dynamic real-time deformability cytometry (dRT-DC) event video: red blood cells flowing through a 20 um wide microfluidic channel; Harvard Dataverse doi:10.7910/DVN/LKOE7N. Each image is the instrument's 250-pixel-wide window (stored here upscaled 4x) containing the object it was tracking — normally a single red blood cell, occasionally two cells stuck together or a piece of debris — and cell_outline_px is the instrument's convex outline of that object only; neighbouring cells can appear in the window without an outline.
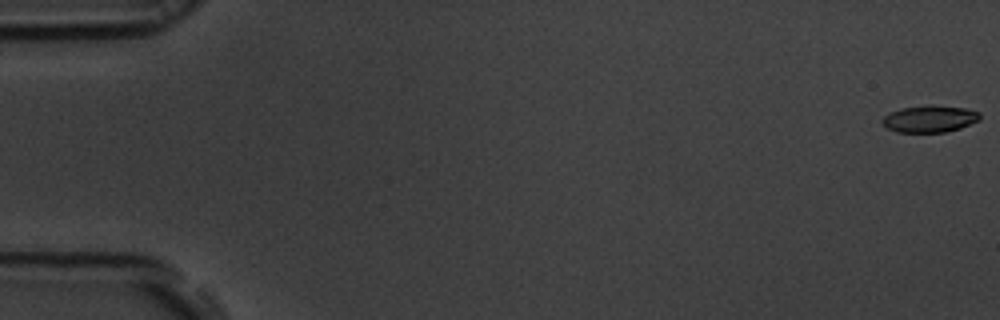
{"species": "common noctule bat (a hibernating species)", "species_latin": "Nyctalus noctula", "temperature_condition": "room temperature", "stored_images_in_passage": 56, "camera_frame_rate_fps": 3000, "um_per_image_px": 0.085, "animal": {"sex": "male", "body_mass_g": 19.5, "forearm_length_mm": 54.6}, "frame": {"image": 1, "passage_image": 1, "time_ms": 0.0, "image_size_px": [1000, 320], "cell_outline_px": [[980, 120], [960, 128], [944, 132], [896, 132], [888, 128], [880, 120], [884, 116], [900, 108], [964, 108], [980, 112]], "centroid_in_image_um": [79.02, 10.16], "position_along_channel_um": 6.0, "area_um2": 14.39}}
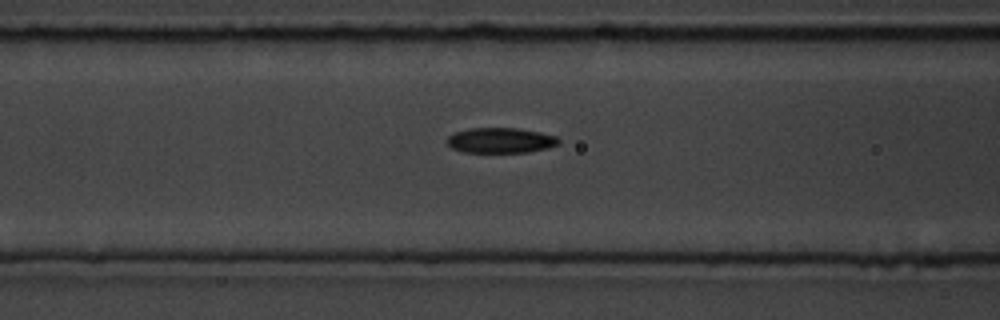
{"frame": {"image": 2, "passage_image": 23, "time_ms": 7.333, "image_size_px": [1000, 320], "cell_outline_px": [[560, 144], [548, 148], [528, 152], [460, 152], [452, 148], [444, 140], [448, 136], [456, 132], [472, 128], [520, 128], [540, 132], [556, 136], [560, 140]], "centroid_in_image_um": [42.55, 11.93], "position_along_channel_um": 124.0, "area_um2": 16.59}}
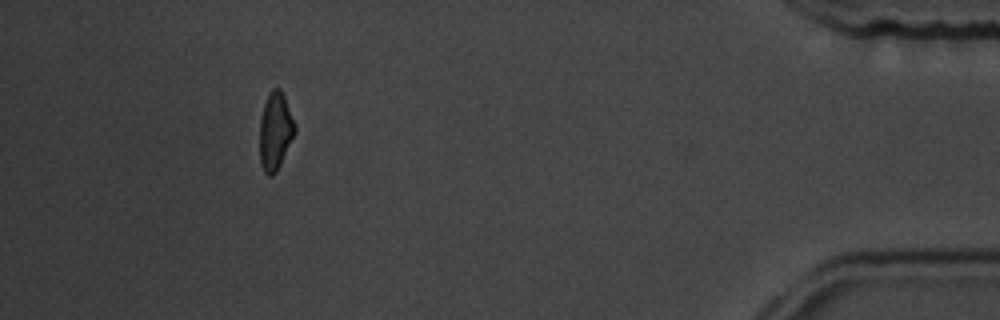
{"frame": {"image": 3, "passage_image": 51, "time_ms": 16.667, "image_size_px": [1000, 320], "cell_outline_px": [[296, 132], [276, 172], [272, 176], [268, 176], [264, 172], [260, 164], [260, 120], [264, 104], [268, 92], [272, 88], [280, 88], [284, 96], [296, 124]], "centroid_in_image_um": [23.4, 11.14], "position_along_channel_um": 411.8, "area_um2": 16.01}, "authors_computed_cell_mechanics": {"area_um2": 16.6464, "velocity_mm_per_s": 3.7373, "shape_relaxation_time_tau1_ms": 3.4228, "shape_relaxation_time_tau2_ms": null, "deformation_change_tau1": 0.1414, "deformation_change_tau2": null}}